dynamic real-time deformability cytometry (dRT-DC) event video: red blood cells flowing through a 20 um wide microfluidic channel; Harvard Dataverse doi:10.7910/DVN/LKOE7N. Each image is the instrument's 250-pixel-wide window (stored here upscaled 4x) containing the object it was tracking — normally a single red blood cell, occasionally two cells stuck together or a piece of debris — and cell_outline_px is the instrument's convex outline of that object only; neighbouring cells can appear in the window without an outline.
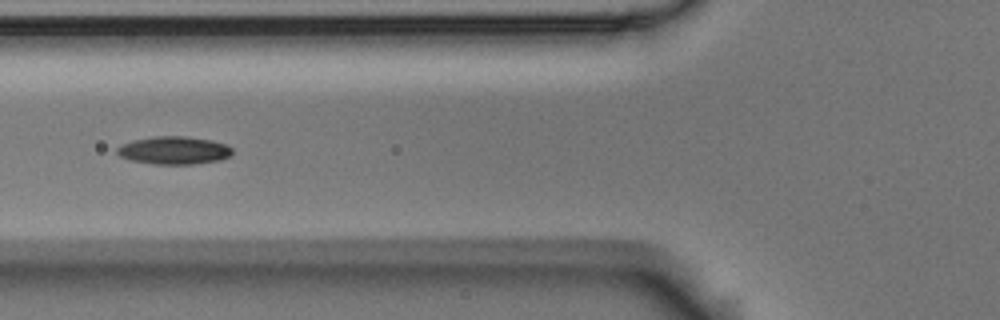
{"species": "Egyptian fruit bat (a non-hibernating species)", "species_latin": "Rousettus aegyptiacus", "temperature_condition": "room temperature", "stored_images_in_passage": 10, "camera_frame_rate_fps": 3000, "um_per_image_px": 0.085, "animal": {"sex": "male"}, "frame": {"image": 1, "passage_image": 5, "time_ms": 1.333, "image_size_px": [1000, 320], "cell_outline_px": [[232, 152], [228, 156], [220, 160], [192, 164], [156, 164], [128, 160], [120, 156], [116, 152], [116, 148], [132, 140], [152, 136], [184, 136], [212, 140], [228, 144], [232, 148]], "centroid_in_image_um": [14.78, 12.77], "position_along_channel_um": 111.0, "area_um2": 18.79}}
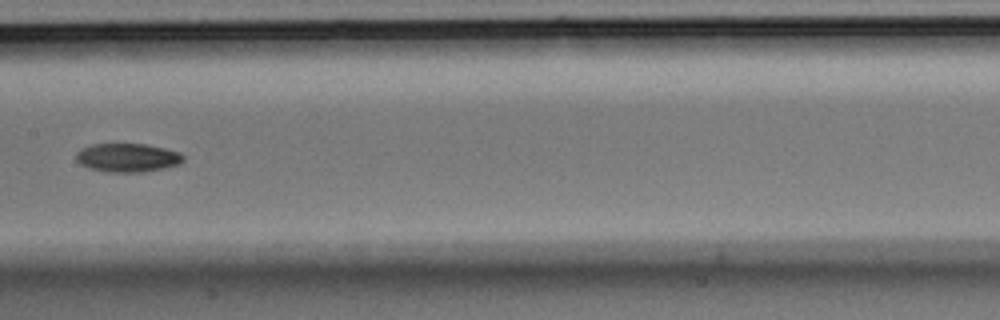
{"frame": {"image": 2, "passage_image": 7, "time_ms": 2.0, "image_size_px": [1000, 320], "cell_outline_px": [[184, 160], [180, 164], [164, 168], [140, 172], [104, 172], [88, 168], [80, 164], [76, 160], [76, 152], [92, 144], [144, 144], [164, 148], [180, 152], [184, 156]], "centroid_in_image_um": [10.84, 13.41], "position_along_channel_um": 196.6, "area_um2": 17.92}}
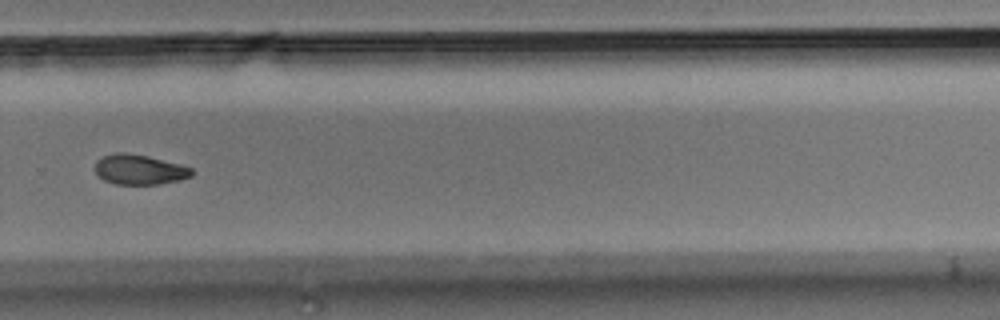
{"frame": {"image": 3, "passage_image": 10, "time_ms": 3.0, "image_size_px": [1000, 320], "cell_outline_px": [[192, 176], [180, 180], [160, 184], [116, 184], [104, 180], [96, 172], [96, 160], [104, 156], [116, 152], [124, 152], [148, 156], [180, 164], [192, 168]], "centroid_in_image_um": [11.87, 14.41], "position_along_channel_um": 317.9, "area_um2": 16.82}}